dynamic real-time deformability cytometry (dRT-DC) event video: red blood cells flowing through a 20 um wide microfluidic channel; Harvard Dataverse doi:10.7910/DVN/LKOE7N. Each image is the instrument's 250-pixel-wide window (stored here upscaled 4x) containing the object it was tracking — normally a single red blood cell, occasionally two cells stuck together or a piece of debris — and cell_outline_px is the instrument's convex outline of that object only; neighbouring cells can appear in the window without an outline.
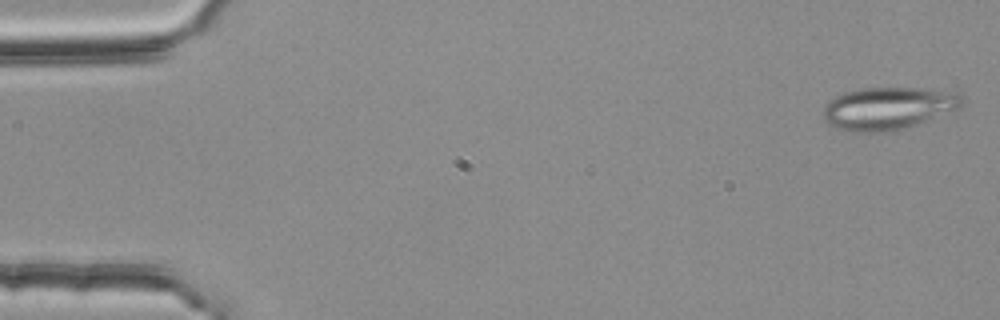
{"species": "common noctule bat (a hibernating species)", "species_latin": "Nyctalus noctula", "temperature_condition": "room temperature", "stored_images_in_passage": 53, "segment_of_instrument_passage": [1, 2], "camera_frame_rate_fps": 3000, "um_per_image_px": 0.085, "animal": {"sex": "female", "body_mass_g": 25.1}, "frame": {"image": 1, "passage_image": 1, "time_ms": 0.0, "image_size_px": [1000, 320], "cell_outline_px": [[964, 100], [960, 108], [888, 132], [856, 132], [836, 128], [828, 124], [824, 120], [824, 104], [836, 96], [844, 92], [860, 88], [920, 88], [956, 92]], "centroid_in_image_um": [75.44, 9.19], "position_along_channel_um": 9.6, "area_um2": 33.93}}